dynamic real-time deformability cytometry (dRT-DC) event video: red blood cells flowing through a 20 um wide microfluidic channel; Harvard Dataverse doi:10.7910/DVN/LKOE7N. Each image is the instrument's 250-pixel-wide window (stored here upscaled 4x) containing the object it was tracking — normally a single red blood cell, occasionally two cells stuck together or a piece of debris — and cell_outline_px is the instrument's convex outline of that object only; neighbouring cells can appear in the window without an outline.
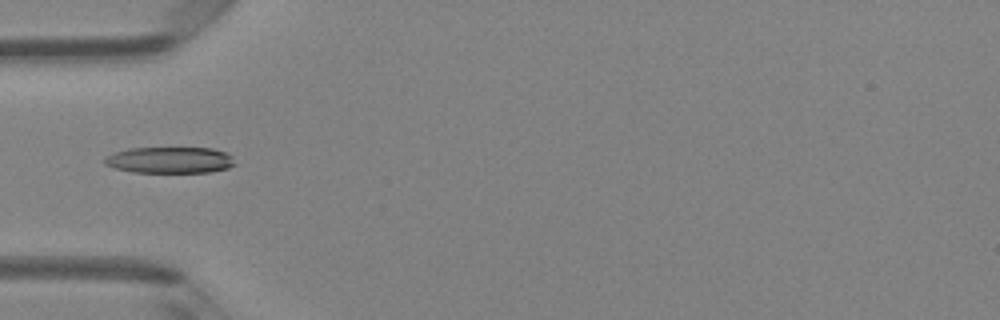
{"species": "Egyptian fruit bat (a non-hibernating species)", "species_latin": "Rousettus aegyptiacus", "temperature_condition": "room temperature", "stored_images_in_passage": 6, "camera_frame_rate_fps": 3000, "um_per_image_px": 0.085, "animal": {"sex": "female"}, "frame": {"image": 1, "passage_image": 5, "time_ms": 1.333, "image_size_px": [1000, 320], "cell_outline_px": [[236, 164], [228, 168], [212, 172], [132, 172], [116, 168], [104, 164], [104, 156], [128, 148], [212, 148], [224, 152], [232, 156]], "centroid_in_image_um": [14.44, 13.6], "position_along_channel_um": 70.6, "area_um2": 20.0}}
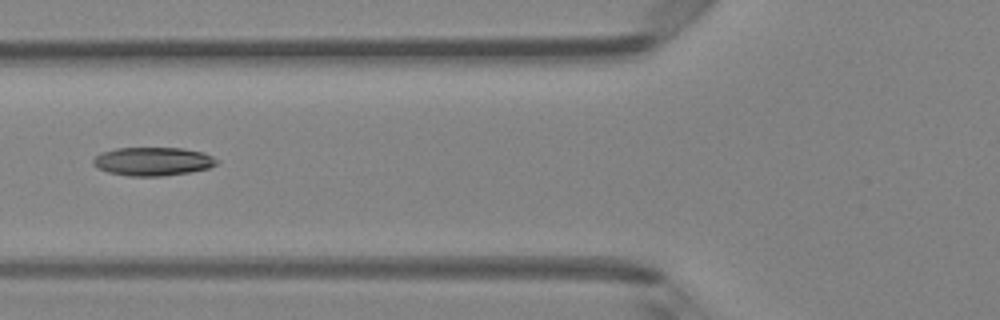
{"frame": {"image": 2, "passage_image": 6, "time_ms": 1.667, "image_size_px": [1000, 320], "cell_outline_px": [[220, 160], [216, 164], [208, 168], [188, 172], [164, 176], [128, 176], [108, 172], [96, 168], [92, 164], [92, 160], [100, 152], [116, 148], [184, 148], [204, 152]], "centroid_in_image_um": [12.97, 13.71], "position_along_channel_um": 112.8, "area_um2": 20.69}}